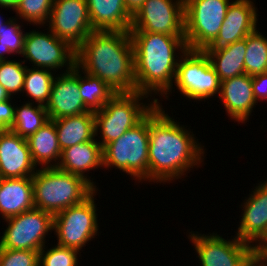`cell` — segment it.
<instances>
[{
	"label": "cell",
	"instance_id": "1",
	"mask_svg": "<svg viewBox=\"0 0 267 266\" xmlns=\"http://www.w3.org/2000/svg\"><path fill=\"white\" fill-rule=\"evenodd\" d=\"M165 112L161 102L149 112L148 182L151 184L181 180L194 167H202L205 158V146L198 142L196 134Z\"/></svg>",
	"mask_w": 267,
	"mask_h": 266
},
{
	"label": "cell",
	"instance_id": "2",
	"mask_svg": "<svg viewBox=\"0 0 267 266\" xmlns=\"http://www.w3.org/2000/svg\"><path fill=\"white\" fill-rule=\"evenodd\" d=\"M76 65L115 93L136 92L134 50L129 31H93L76 49Z\"/></svg>",
	"mask_w": 267,
	"mask_h": 266
},
{
	"label": "cell",
	"instance_id": "3",
	"mask_svg": "<svg viewBox=\"0 0 267 266\" xmlns=\"http://www.w3.org/2000/svg\"><path fill=\"white\" fill-rule=\"evenodd\" d=\"M134 50L136 91L163 101L171 89L179 59L188 50L185 36L129 31ZM177 51V52H176Z\"/></svg>",
	"mask_w": 267,
	"mask_h": 266
},
{
	"label": "cell",
	"instance_id": "4",
	"mask_svg": "<svg viewBox=\"0 0 267 266\" xmlns=\"http://www.w3.org/2000/svg\"><path fill=\"white\" fill-rule=\"evenodd\" d=\"M32 180L34 207L52 215L84 202L97 190L82 176L57 167L38 168Z\"/></svg>",
	"mask_w": 267,
	"mask_h": 266
},
{
	"label": "cell",
	"instance_id": "5",
	"mask_svg": "<svg viewBox=\"0 0 267 266\" xmlns=\"http://www.w3.org/2000/svg\"><path fill=\"white\" fill-rule=\"evenodd\" d=\"M148 97L137 91L116 93L101 110L94 112L96 140L102 148L137 125L157 105ZM144 99L147 100L144 102Z\"/></svg>",
	"mask_w": 267,
	"mask_h": 266
},
{
	"label": "cell",
	"instance_id": "6",
	"mask_svg": "<svg viewBox=\"0 0 267 266\" xmlns=\"http://www.w3.org/2000/svg\"><path fill=\"white\" fill-rule=\"evenodd\" d=\"M149 113L118 139L102 148L103 168L115 167L138 183L148 181Z\"/></svg>",
	"mask_w": 267,
	"mask_h": 266
},
{
	"label": "cell",
	"instance_id": "7",
	"mask_svg": "<svg viewBox=\"0 0 267 266\" xmlns=\"http://www.w3.org/2000/svg\"><path fill=\"white\" fill-rule=\"evenodd\" d=\"M175 86L182 97L198 103L211 97L218 98L221 81L203 50L188 49L179 59L173 85L163 96L165 99H170Z\"/></svg>",
	"mask_w": 267,
	"mask_h": 266
},
{
	"label": "cell",
	"instance_id": "8",
	"mask_svg": "<svg viewBox=\"0 0 267 266\" xmlns=\"http://www.w3.org/2000/svg\"><path fill=\"white\" fill-rule=\"evenodd\" d=\"M230 3V0H184L188 49L203 50L216 39Z\"/></svg>",
	"mask_w": 267,
	"mask_h": 266
},
{
	"label": "cell",
	"instance_id": "9",
	"mask_svg": "<svg viewBox=\"0 0 267 266\" xmlns=\"http://www.w3.org/2000/svg\"><path fill=\"white\" fill-rule=\"evenodd\" d=\"M96 190L84 202L68 207L54 215V234L57 244L83 251V247L99 236Z\"/></svg>",
	"mask_w": 267,
	"mask_h": 266
},
{
	"label": "cell",
	"instance_id": "10",
	"mask_svg": "<svg viewBox=\"0 0 267 266\" xmlns=\"http://www.w3.org/2000/svg\"><path fill=\"white\" fill-rule=\"evenodd\" d=\"M4 221L0 248L12 250L40 251L54 228V215L35 207Z\"/></svg>",
	"mask_w": 267,
	"mask_h": 266
},
{
	"label": "cell",
	"instance_id": "11",
	"mask_svg": "<svg viewBox=\"0 0 267 266\" xmlns=\"http://www.w3.org/2000/svg\"><path fill=\"white\" fill-rule=\"evenodd\" d=\"M188 233L187 237L194 246L193 250H196L200 266H249L253 261L254 246L240 240L236 235L225 239L218 232Z\"/></svg>",
	"mask_w": 267,
	"mask_h": 266
},
{
	"label": "cell",
	"instance_id": "12",
	"mask_svg": "<svg viewBox=\"0 0 267 266\" xmlns=\"http://www.w3.org/2000/svg\"><path fill=\"white\" fill-rule=\"evenodd\" d=\"M45 30L46 33L35 29L26 32L21 55L23 62L29 61L32 67L49 69L55 73L63 67L65 70L59 73L72 70L76 65V49L59 39L48 28Z\"/></svg>",
	"mask_w": 267,
	"mask_h": 266
},
{
	"label": "cell",
	"instance_id": "13",
	"mask_svg": "<svg viewBox=\"0 0 267 266\" xmlns=\"http://www.w3.org/2000/svg\"><path fill=\"white\" fill-rule=\"evenodd\" d=\"M130 31L184 34V0H145L132 16Z\"/></svg>",
	"mask_w": 267,
	"mask_h": 266
},
{
	"label": "cell",
	"instance_id": "14",
	"mask_svg": "<svg viewBox=\"0 0 267 266\" xmlns=\"http://www.w3.org/2000/svg\"><path fill=\"white\" fill-rule=\"evenodd\" d=\"M47 28L77 49L93 32L86 0H54Z\"/></svg>",
	"mask_w": 267,
	"mask_h": 266
},
{
	"label": "cell",
	"instance_id": "15",
	"mask_svg": "<svg viewBox=\"0 0 267 266\" xmlns=\"http://www.w3.org/2000/svg\"><path fill=\"white\" fill-rule=\"evenodd\" d=\"M253 189L239 207L242 218L235 235L255 247L267 235V179L254 185Z\"/></svg>",
	"mask_w": 267,
	"mask_h": 266
},
{
	"label": "cell",
	"instance_id": "16",
	"mask_svg": "<svg viewBox=\"0 0 267 266\" xmlns=\"http://www.w3.org/2000/svg\"><path fill=\"white\" fill-rule=\"evenodd\" d=\"M50 120L90 112L84 105L79 90V67L56 74L48 103L45 105Z\"/></svg>",
	"mask_w": 267,
	"mask_h": 266
},
{
	"label": "cell",
	"instance_id": "17",
	"mask_svg": "<svg viewBox=\"0 0 267 266\" xmlns=\"http://www.w3.org/2000/svg\"><path fill=\"white\" fill-rule=\"evenodd\" d=\"M255 0H231L216 39L206 48H220L244 39L257 29Z\"/></svg>",
	"mask_w": 267,
	"mask_h": 266
},
{
	"label": "cell",
	"instance_id": "18",
	"mask_svg": "<svg viewBox=\"0 0 267 266\" xmlns=\"http://www.w3.org/2000/svg\"><path fill=\"white\" fill-rule=\"evenodd\" d=\"M37 169L27 140L10 130L0 131V177H32Z\"/></svg>",
	"mask_w": 267,
	"mask_h": 266
},
{
	"label": "cell",
	"instance_id": "19",
	"mask_svg": "<svg viewBox=\"0 0 267 266\" xmlns=\"http://www.w3.org/2000/svg\"><path fill=\"white\" fill-rule=\"evenodd\" d=\"M220 103L223 102L227 116L234 122L247 123L257 102L252 88V76L246 73L221 81Z\"/></svg>",
	"mask_w": 267,
	"mask_h": 266
},
{
	"label": "cell",
	"instance_id": "20",
	"mask_svg": "<svg viewBox=\"0 0 267 266\" xmlns=\"http://www.w3.org/2000/svg\"><path fill=\"white\" fill-rule=\"evenodd\" d=\"M100 167L101 169L103 168V153L102 147L96 138L62 150L61 158L57 165V168L62 171L82 176L96 189L99 188L96 186V182H93L92 175H88V172Z\"/></svg>",
	"mask_w": 267,
	"mask_h": 266
},
{
	"label": "cell",
	"instance_id": "21",
	"mask_svg": "<svg viewBox=\"0 0 267 266\" xmlns=\"http://www.w3.org/2000/svg\"><path fill=\"white\" fill-rule=\"evenodd\" d=\"M93 31H130L132 16L124 0H86Z\"/></svg>",
	"mask_w": 267,
	"mask_h": 266
},
{
	"label": "cell",
	"instance_id": "22",
	"mask_svg": "<svg viewBox=\"0 0 267 266\" xmlns=\"http://www.w3.org/2000/svg\"><path fill=\"white\" fill-rule=\"evenodd\" d=\"M34 208L32 177L2 178L0 215L3 220Z\"/></svg>",
	"mask_w": 267,
	"mask_h": 266
},
{
	"label": "cell",
	"instance_id": "23",
	"mask_svg": "<svg viewBox=\"0 0 267 266\" xmlns=\"http://www.w3.org/2000/svg\"><path fill=\"white\" fill-rule=\"evenodd\" d=\"M30 154L35 166L40 168L57 167L62 150L58 143L55 123L49 120L36 133L27 139Z\"/></svg>",
	"mask_w": 267,
	"mask_h": 266
},
{
	"label": "cell",
	"instance_id": "24",
	"mask_svg": "<svg viewBox=\"0 0 267 266\" xmlns=\"http://www.w3.org/2000/svg\"><path fill=\"white\" fill-rule=\"evenodd\" d=\"M220 81L245 73L246 37L220 48H204Z\"/></svg>",
	"mask_w": 267,
	"mask_h": 266
},
{
	"label": "cell",
	"instance_id": "25",
	"mask_svg": "<svg viewBox=\"0 0 267 266\" xmlns=\"http://www.w3.org/2000/svg\"><path fill=\"white\" fill-rule=\"evenodd\" d=\"M61 150L96 138L94 112L53 120Z\"/></svg>",
	"mask_w": 267,
	"mask_h": 266
},
{
	"label": "cell",
	"instance_id": "26",
	"mask_svg": "<svg viewBox=\"0 0 267 266\" xmlns=\"http://www.w3.org/2000/svg\"><path fill=\"white\" fill-rule=\"evenodd\" d=\"M45 106L31 102H25L21 106H15L13 125L10 128L14 134L27 139L36 133L49 121Z\"/></svg>",
	"mask_w": 267,
	"mask_h": 266
},
{
	"label": "cell",
	"instance_id": "27",
	"mask_svg": "<svg viewBox=\"0 0 267 266\" xmlns=\"http://www.w3.org/2000/svg\"><path fill=\"white\" fill-rule=\"evenodd\" d=\"M55 74L57 73L52 72V70L49 69L36 67L29 68V66H27L22 96L25 93V95L28 96L27 98H31V100L28 99L26 102L45 106L50 97L52 84L56 77Z\"/></svg>",
	"mask_w": 267,
	"mask_h": 266
},
{
	"label": "cell",
	"instance_id": "28",
	"mask_svg": "<svg viewBox=\"0 0 267 266\" xmlns=\"http://www.w3.org/2000/svg\"><path fill=\"white\" fill-rule=\"evenodd\" d=\"M79 90L85 107L96 112L116 94L104 81L79 68Z\"/></svg>",
	"mask_w": 267,
	"mask_h": 266
},
{
	"label": "cell",
	"instance_id": "29",
	"mask_svg": "<svg viewBox=\"0 0 267 266\" xmlns=\"http://www.w3.org/2000/svg\"><path fill=\"white\" fill-rule=\"evenodd\" d=\"M258 29L246 36L244 66L249 76L267 72V37Z\"/></svg>",
	"mask_w": 267,
	"mask_h": 266
},
{
	"label": "cell",
	"instance_id": "30",
	"mask_svg": "<svg viewBox=\"0 0 267 266\" xmlns=\"http://www.w3.org/2000/svg\"><path fill=\"white\" fill-rule=\"evenodd\" d=\"M54 0H18L16 7L13 9L16 17L21 22L28 23L33 26H38L40 29L42 26L47 25L50 13L52 10Z\"/></svg>",
	"mask_w": 267,
	"mask_h": 266
},
{
	"label": "cell",
	"instance_id": "31",
	"mask_svg": "<svg viewBox=\"0 0 267 266\" xmlns=\"http://www.w3.org/2000/svg\"><path fill=\"white\" fill-rule=\"evenodd\" d=\"M19 22L18 19L11 17L0 28V61L9 60L7 54L22 55L26 32L23 31V25Z\"/></svg>",
	"mask_w": 267,
	"mask_h": 266
},
{
	"label": "cell",
	"instance_id": "32",
	"mask_svg": "<svg viewBox=\"0 0 267 266\" xmlns=\"http://www.w3.org/2000/svg\"><path fill=\"white\" fill-rule=\"evenodd\" d=\"M26 70L27 65L22 60L0 61V85L11 97L22 93Z\"/></svg>",
	"mask_w": 267,
	"mask_h": 266
},
{
	"label": "cell",
	"instance_id": "33",
	"mask_svg": "<svg viewBox=\"0 0 267 266\" xmlns=\"http://www.w3.org/2000/svg\"><path fill=\"white\" fill-rule=\"evenodd\" d=\"M51 246L48 249L45 245L39 251V266H78V258L82 252L57 243Z\"/></svg>",
	"mask_w": 267,
	"mask_h": 266
},
{
	"label": "cell",
	"instance_id": "34",
	"mask_svg": "<svg viewBox=\"0 0 267 266\" xmlns=\"http://www.w3.org/2000/svg\"><path fill=\"white\" fill-rule=\"evenodd\" d=\"M0 266H39V251L0 248Z\"/></svg>",
	"mask_w": 267,
	"mask_h": 266
},
{
	"label": "cell",
	"instance_id": "35",
	"mask_svg": "<svg viewBox=\"0 0 267 266\" xmlns=\"http://www.w3.org/2000/svg\"><path fill=\"white\" fill-rule=\"evenodd\" d=\"M13 98L0 102V131L10 130L14 121L15 104Z\"/></svg>",
	"mask_w": 267,
	"mask_h": 266
},
{
	"label": "cell",
	"instance_id": "36",
	"mask_svg": "<svg viewBox=\"0 0 267 266\" xmlns=\"http://www.w3.org/2000/svg\"><path fill=\"white\" fill-rule=\"evenodd\" d=\"M252 88L257 104L267 101V72L252 76Z\"/></svg>",
	"mask_w": 267,
	"mask_h": 266
},
{
	"label": "cell",
	"instance_id": "37",
	"mask_svg": "<svg viewBox=\"0 0 267 266\" xmlns=\"http://www.w3.org/2000/svg\"><path fill=\"white\" fill-rule=\"evenodd\" d=\"M145 0H124L127 11L133 16L142 7Z\"/></svg>",
	"mask_w": 267,
	"mask_h": 266
},
{
	"label": "cell",
	"instance_id": "38",
	"mask_svg": "<svg viewBox=\"0 0 267 266\" xmlns=\"http://www.w3.org/2000/svg\"><path fill=\"white\" fill-rule=\"evenodd\" d=\"M253 261L258 266H267V251H258L254 247Z\"/></svg>",
	"mask_w": 267,
	"mask_h": 266
},
{
	"label": "cell",
	"instance_id": "39",
	"mask_svg": "<svg viewBox=\"0 0 267 266\" xmlns=\"http://www.w3.org/2000/svg\"><path fill=\"white\" fill-rule=\"evenodd\" d=\"M18 0H0V8L14 9Z\"/></svg>",
	"mask_w": 267,
	"mask_h": 266
},
{
	"label": "cell",
	"instance_id": "40",
	"mask_svg": "<svg viewBox=\"0 0 267 266\" xmlns=\"http://www.w3.org/2000/svg\"><path fill=\"white\" fill-rule=\"evenodd\" d=\"M13 97H11L8 92L6 91V89L0 85V102L1 101H5L7 99H11Z\"/></svg>",
	"mask_w": 267,
	"mask_h": 266
},
{
	"label": "cell",
	"instance_id": "41",
	"mask_svg": "<svg viewBox=\"0 0 267 266\" xmlns=\"http://www.w3.org/2000/svg\"><path fill=\"white\" fill-rule=\"evenodd\" d=\"M255 248L258 251H267V235L263 238V240L257 246H255Z\"/></svg>",
	"mask_w": 267,
	"mask_h": 266
},
{
	"label": "cell",
	"instance_id": "42",
	"mask_svg": "<svg viewBox=\"0 0 267 266\" xmlns=\"http://www.w3.org/2000/svg\"><path fill=\"white\" fill-rule=\"evenodd\" d=\"M3 17L1 16V14H0V28L3 26V25H5L8 21H9V19L11 18V17H9L8 18V20H4V19H2Z\"/></svg>",
	"mask_w": 267,
	"mask_h": 266
},
{
	"label": "cell",
	"instance_id": "43",
	"mask_svg": "<svg viewBox=\"0 0 267 266\" xmlns=\"http://www.w3.org/2000/svg\"><path fill=\"white\" fill-rule=\"evenodd\" d=\"M249 266H258V265L254 261H252Z\"/></svg>",
	"mask_w": 267,
	"mask_h": 266
}]
</instances>
